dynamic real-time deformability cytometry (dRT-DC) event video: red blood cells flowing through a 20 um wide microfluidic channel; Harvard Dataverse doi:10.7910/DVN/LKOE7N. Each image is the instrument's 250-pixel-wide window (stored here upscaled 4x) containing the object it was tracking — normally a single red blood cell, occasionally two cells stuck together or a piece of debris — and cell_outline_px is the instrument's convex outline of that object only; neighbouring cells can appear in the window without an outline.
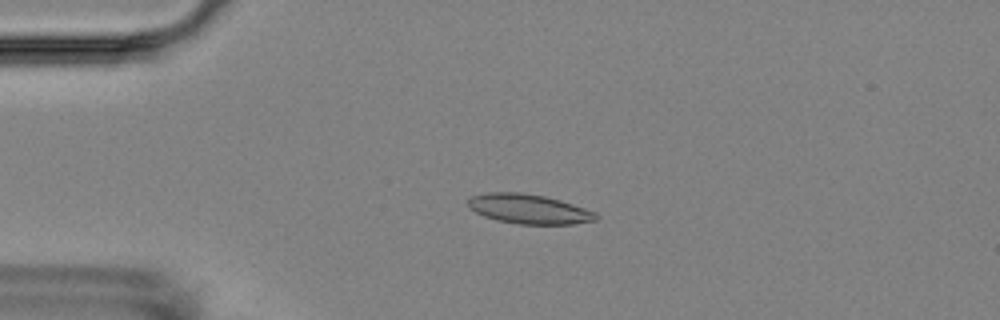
{"species": "Egyptian fruit bat (a non-hibernating species)", "species_latin": "Rousettus aegyptiacus", "temperature_condition": "room temperature", "stored_images_in_passage": 7, "camera_frame_rate_fps": 3000, "um_per_image_px": 0.085, "animal": {"sex": "female"}, "frame": {"image": 1, "passage_image": 3, "time_ms": 3.333, "image_size_px": [1000, 320], "cell_outline_px": [[600, 216], [596, 220], [572, 224], [516, 224], [496, 220], [484, 216], [468, 208], [468, 200], [472, 196], [488, 192], [524, 192], [544, 196], [560, 200], [596, 212]], "centroid_in_image_um": [44.94, 17.76], "position_along_channel_um": 40.1, "area_um2": 22.14}}
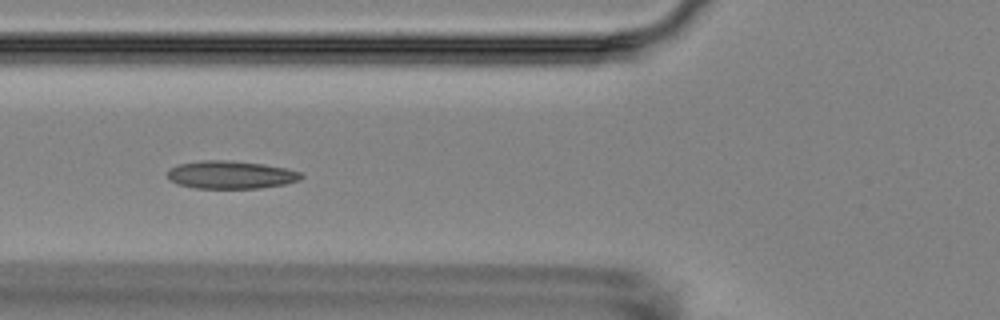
{"frame": {"image": 2, "passage_image": 5, "time_ms": 6.0, "image_size_px": [1000, 320], "cell_outline_px": [[304, 176], [300, 180], [284, 184], [260, 188], [196, 188], [176, 184], [168, 180], [168, 168], [180, 164], [200, 160], [228, 160], [264, 164], [284, 168], [300, 172]], "centroid_in_image_um": [19.58, 14.85], "position_along_channel_um": 106.2, "area_um2": 21.79}}
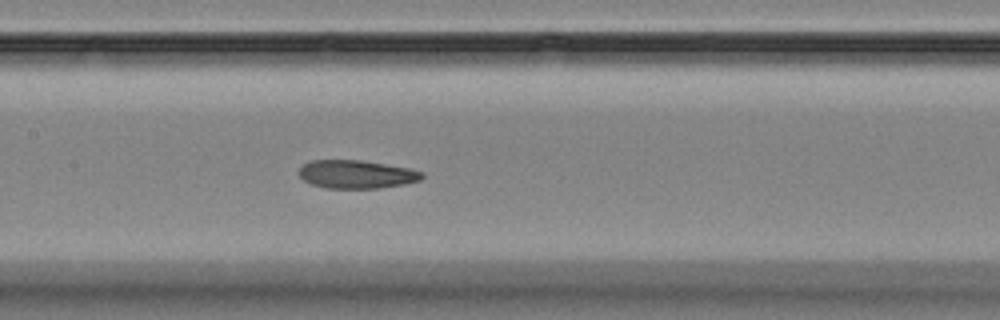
{"frame": {"image": 3, "passage_image": 7, "time_ms": 8.0, "image_size_px": [1000, 320], "cell_outline_px": [[424, 176], [420, 180], [404, 184], [380, 188], [324, 188], [312, 184], [304, 180], [300, 176], [300, 168], [304, 164], [312, 160], [360, 160], [408, 168], [424, 172]], "centroid_in_image_um": [30.31, 14.82], "position_along_channel_um": 177.1, "area_um2": 20.11}}